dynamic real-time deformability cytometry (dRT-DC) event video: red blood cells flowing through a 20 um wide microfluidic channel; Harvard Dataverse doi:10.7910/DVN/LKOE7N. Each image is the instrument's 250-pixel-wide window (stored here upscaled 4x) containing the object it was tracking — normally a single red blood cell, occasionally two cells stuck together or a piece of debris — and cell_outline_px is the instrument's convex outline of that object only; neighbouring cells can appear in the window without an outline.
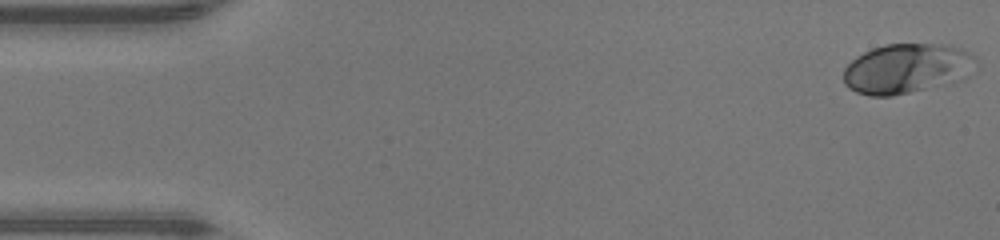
{"species": "human", "species_latin": "Homo sapiens", "temperature_condition": "warm", "stored_images_in_passage": 47, "camera_frame_rate_fps": 3000, "um_per_image_px": 0.085, "donor": {"sex": "male"}, "frame": {"image": 1, "passage_image": 1, "time_ms": 0.0, "image_size_px": [1000, 240], "cell_outline_px": [[964, 52], [944, 72], [924, 88], [892, 96], [868, 96], [856, 92], [848, 88], [844, 84], [844, 68], [856, 56], [872, 48], [884, 44], [944, 44], [956, 48]], "centroid_in_image_um": [76.35, 5.8], "position_along_channel_um": 8.6, "area_um2": 32.95}}
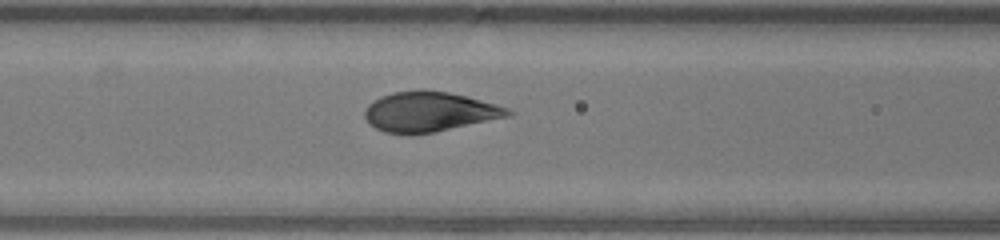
{"frame": {"image": 2, "passage_image": 19, "time_ms": 6.0, "image_size_px": [1000, 240], "cell_outline_px": [[516, 112], [512, 116], [432, 132], [384, 132], [376, 128], [364, 116], [364, 112], [368, 104], [372, 100], [380, 96], [392, 92], [420, 88], [424, 88], [448, 92], [468, 96], [508, 108]], "centroid_in_image_um": [36.53, 9.44], "position_along_channel_um": 130.1, "area_um2": 33.18}}
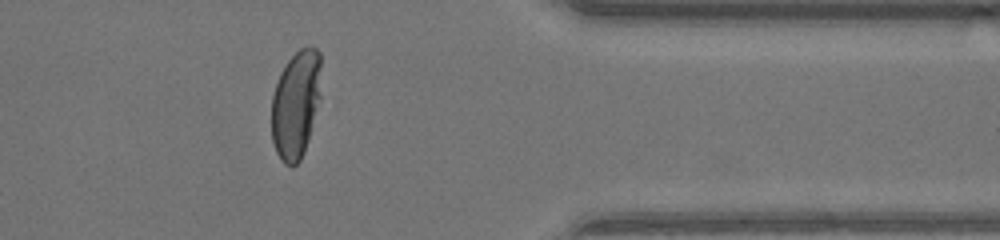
{"frame": {"image": 3, "passage_image": 38, "time_ms": 12.333, "image_size_px": [1000, 240], "cell_outline_px": [[320, 96], [304, 152], [300, 160], [292, 168], [284, 164], [280, 160], [276, 152], [272, 140], [272, 96], [280, 72], [288, 60], [300, 48], [308, 44], [316, 48], [320, 52]], "centroid_in_image_um": [25.13, 8.86], "position_along_channel_um": 386.3, "area_um2": 31.21}, "authors_computed_cell_mechanics": {"area_um2": 33.813, "velocity_mm_per_s": 4.3441, "shape_relaxation_time_tau1_ms": 3.4757, "shape_relaxation_time_tau2_ms": null, "deformation_change_tau1": 0.2162, "deformation_change_tau2": null}}